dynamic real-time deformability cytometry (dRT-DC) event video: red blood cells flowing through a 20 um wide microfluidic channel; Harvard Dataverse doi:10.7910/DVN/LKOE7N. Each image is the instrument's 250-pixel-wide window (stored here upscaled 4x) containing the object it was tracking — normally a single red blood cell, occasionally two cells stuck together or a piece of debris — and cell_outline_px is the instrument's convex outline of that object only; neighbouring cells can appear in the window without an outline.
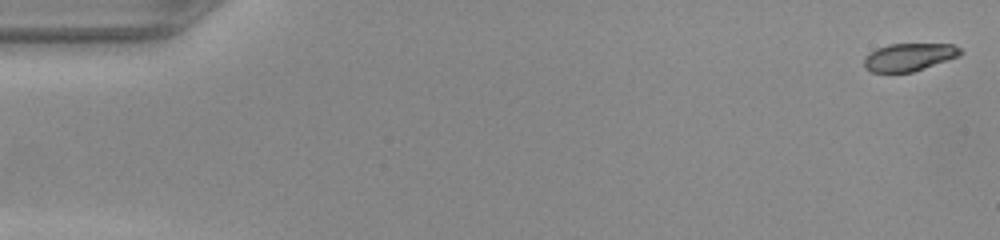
{"species": "common noctule bat (a hibernating species)", "species_latin": "Nyctalus noctula", "temperature_condition": "warm", "stored_images_in_passage": 13, "camera_frame_rate_fps": 3000, "um_per_image_px": 0.085, "animal": {"sex": "female", "body_mass_g": 22.0, "forearm_length_mm": 56.7}, "frame": {"image": 1, "passage_image": 1, "time_ms": 0.0, "image_size_px": [1000, 240], "cell_outline_px": [[964, 52], [960, 56], [912, 72], [872, 72], [864, 68], [864, 56], [876, 48], [888, 44], [952, 44], [960, 48]], "centroid_in_image_um": [77.26, 4.84], "position_along_channel_um": 7.7, "area_um2": 15.66}}